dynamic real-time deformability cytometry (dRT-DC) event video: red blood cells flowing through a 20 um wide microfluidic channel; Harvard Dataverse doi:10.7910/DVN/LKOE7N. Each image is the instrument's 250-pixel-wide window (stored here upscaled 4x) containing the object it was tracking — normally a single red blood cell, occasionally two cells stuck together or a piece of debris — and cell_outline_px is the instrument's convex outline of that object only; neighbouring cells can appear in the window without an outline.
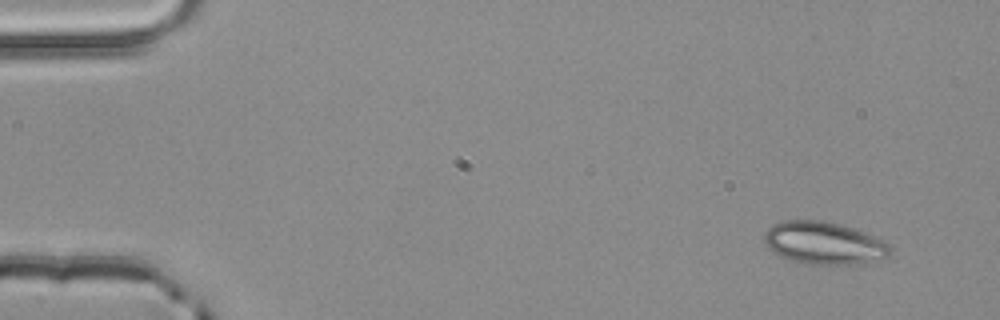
{"species": "common noctule bat (a hibernating species)", "species_latin": "Nyctalus noctula", "temperature_condition": "room temperature", "stored_images_in_passage": 3, "camera_frame_rate_fps": 3000, "um_per_image_px": 0.085, "animal": {"sex": "male", "body_mass_g": 20.4}, "frame": {"image": 1, "passage_image": 1, "time_ms": 0.0, "image_size_px": [1000, 320], "cell_outline_px": [[892, 248], [884, 256], [848, 264], [804, 264], [780, 256], [768, 248], [764, 244], [764, 232], [772, 224], [784, 220], [824, 220], [852, 228], [864, 232], [884, 240]], "centroid_in_image_um": [69.93, 20.63], "position_along_channel_um": 15.1, "area_um2": 30.69}}